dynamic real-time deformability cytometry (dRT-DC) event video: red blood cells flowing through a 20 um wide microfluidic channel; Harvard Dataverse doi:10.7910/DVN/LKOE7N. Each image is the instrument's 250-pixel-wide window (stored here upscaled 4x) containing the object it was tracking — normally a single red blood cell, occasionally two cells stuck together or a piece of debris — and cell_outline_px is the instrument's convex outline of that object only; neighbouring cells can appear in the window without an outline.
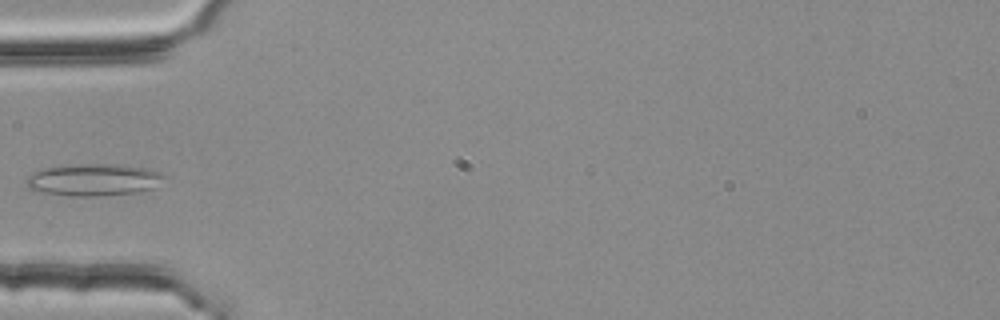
{"species": "common noctule bat (a hibernating species)", "species_latin": "Nyctalus noctula", "temperature_condition": "room temperature", "stored_images_in_passage": 2, "camera_frame_rate_fps": 3000, "um_per_image_px": 0.085, "animal": {"sex": "female", "body_mass_g": 25.1}, "frame": {"image": 1, "passage_image": 2, "time_ms": 0.333, "image_size_px": [1000, 320], "cell_outline_px": [[164, 176], [152, 188], [136, 192], [100, 196], [72, 196], [44, 192], [28, 188], [28, 176], [32, 172], [44, 168], [72, 164], [120, 164], [148, 168], [160, 172]], "centroid_in_image_um": [7.94, 15.27], "position_along_channel_um": 77.1, "area_um2": 25.49}}